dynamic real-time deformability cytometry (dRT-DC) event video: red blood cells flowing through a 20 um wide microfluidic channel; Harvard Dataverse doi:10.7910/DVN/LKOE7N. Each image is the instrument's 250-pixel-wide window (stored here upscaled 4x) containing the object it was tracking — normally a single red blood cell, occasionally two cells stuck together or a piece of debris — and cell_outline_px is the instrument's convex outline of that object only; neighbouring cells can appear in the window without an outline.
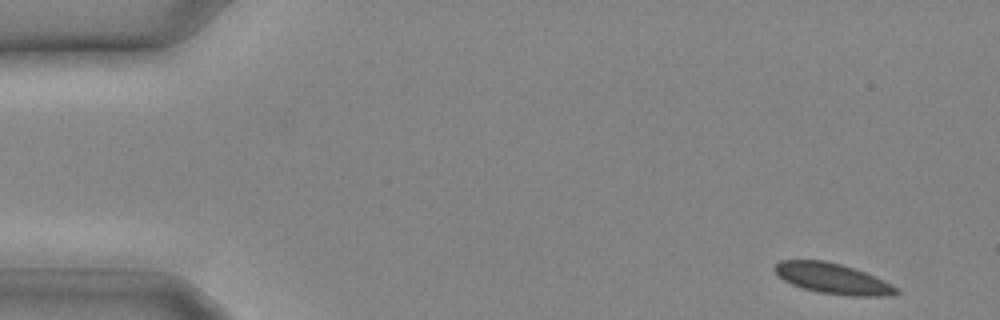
{"species": "common noctule bat (a hibernating species)", "species_latin": "Nyctalus noctula", "temperature_condition": "cold", "stored_images_in_passage": 9, "camera_frame_rate_fps": 3000, "um_per_image_px": 0.085, "animal": {"sex": "male", "body_mass_g": 20.4}, "frame": {"image": 1, "passage_image": 1, "time_ms": 0.0, "image_size_px": [1000, 320], "cell_outline_px": [[900, 292], [892, 296], [852, 296], [820, 292], [804, 288], [792, 284], [784, 280], [772, 268], [780, 260], [824, 260], [840, 264], [864, 272], [884, 280], [892, 284]], "centroid_in_image_um": [70.79, 23.68], "position_along_channel_um": 14.2, "area_um2": 21.39}}
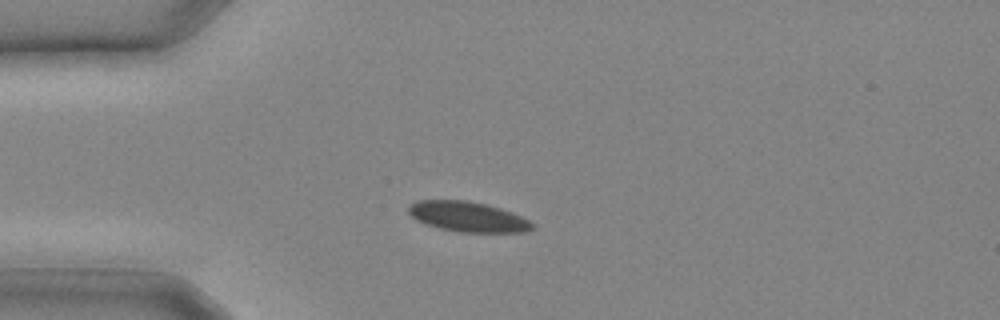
{"frame": {"image": 2, "passage_image": 6, "time_ms": 1.667, "image_size_px": [1000, 320], "cell_outline_px": [[536, 228], [524, 232], [460, 232], [440, 228], [424, 224], [416, 220], [408, 212], [408, 204], [416, 200], [468, 200], [488, 204], [512, 212], [536, 224]], "centroid_in_image_um": [39.76, 18.41], "position_along_channel_um": 45.2, "area_um2": 22.02}}
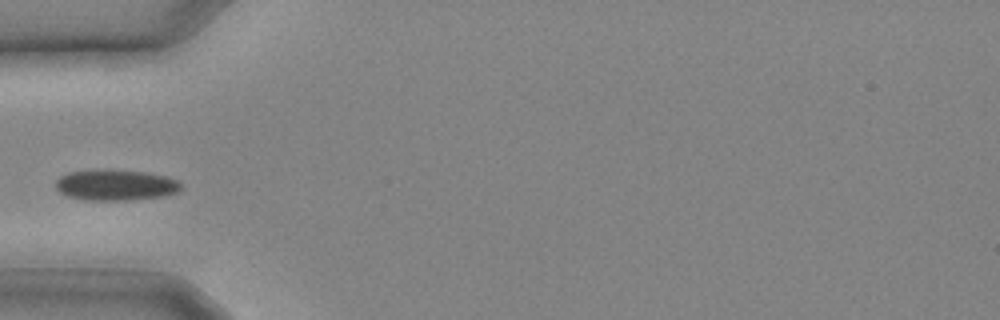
{"frame": {"image": 3, "passage_image": 8, "time_ms": 2.333, "image_size_px": [1000, 320], "cell_outline_px": [[180, 188], [176, 192], [160, 196], [124, 200], [92, 200], [68, 196], [60, 192], [56, 188], [56, 180], [60, 176], [68, 172], [144, 172], [164, 176], [176, 180], [180, 184]], "centroid_in_image_um": [9.8, 15.76], "position_along_channel_um": 75.2, "area_um2": 21.21}}